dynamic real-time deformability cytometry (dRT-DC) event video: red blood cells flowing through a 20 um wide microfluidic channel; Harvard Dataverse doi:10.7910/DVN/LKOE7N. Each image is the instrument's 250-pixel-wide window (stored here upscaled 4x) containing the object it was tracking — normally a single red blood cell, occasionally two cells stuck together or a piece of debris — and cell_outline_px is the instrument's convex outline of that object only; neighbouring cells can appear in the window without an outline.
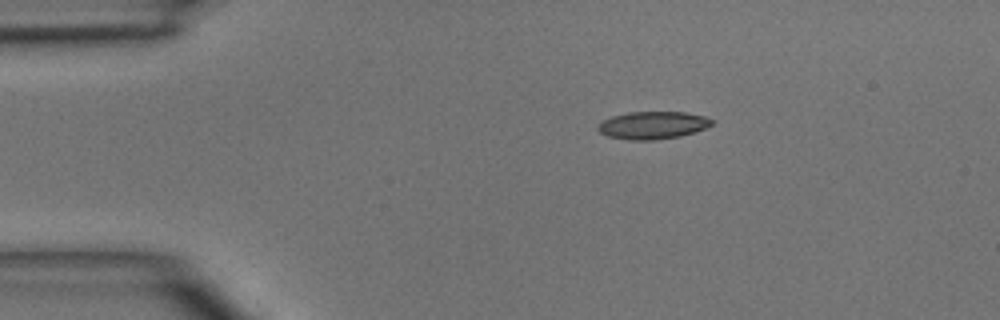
{"species": "common noctule bat (a hibernating species)", "species_latin": "Nyctalus noctula", "temperature_condition": "room temperature", "stored_images_in_passage": 39, "camera_frame_rate_fps": 3000, "um_per_image_px": 0.085, "animal": {"sex": "male", "body_mass_g": 15.6}, "frame": {"image": 1, "passage_image": 1, "time_ms": 0.0, "image_size_px": [1000, 320], "cell_outline_px": [[716, 120], [712, 124], [704, 128], [680, 136], [652, 140], [628, 140], [608, 136], [600, 132], [596, 128], [600, 120], [612, 116], [628, 112], [684, 112], [704, 116]], "centroid_in_image_um": [55.44, 10.64], "position_along_channel_um": 29.6, "area_um2": 18.32}}
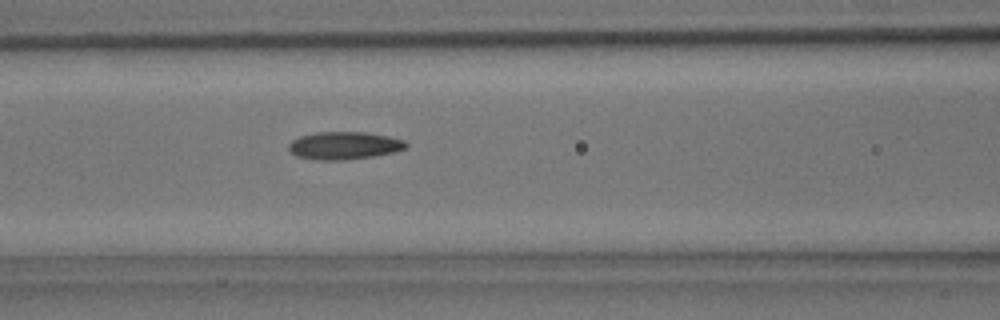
{"frame": {"image": 2, "passage_image": 12, "time_ms": 3.667, "image_size_px": [1000, 320], "cell_outline_px": [[408, 148], [396, 152], [372, 156], [344, 160], [316, 160], [296, 156], [288, 148], [288, 144], [292, 140], [300, 136], [316, 132], [364, 132], [388, 136], [404, 140], [408, 144]], "centroid_in_image_um": [29.27, 12.37], "position_along_channel_um": 137.3, "area_um2": 19.02}}
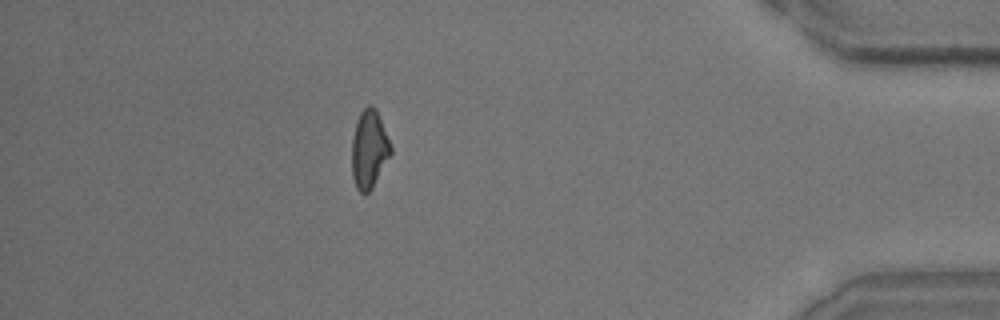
{"frame": {"image": 3, "passage_image": 34, "time_ms": 11.0, "image_size_px": [1000, 320], "cell_outline_px": [[392, 152], [372, 188], [368, 192], [360, 192], [356, 188], [352, 176], [352, 136], [356, 120], [360, 112], [368, 104], [372, 104], [376, 108], [392, 148]], "centroid_in_image_um": [31.36, 12.65], "position_along_channel_um": 403.8, "area_um2": 17.74}}